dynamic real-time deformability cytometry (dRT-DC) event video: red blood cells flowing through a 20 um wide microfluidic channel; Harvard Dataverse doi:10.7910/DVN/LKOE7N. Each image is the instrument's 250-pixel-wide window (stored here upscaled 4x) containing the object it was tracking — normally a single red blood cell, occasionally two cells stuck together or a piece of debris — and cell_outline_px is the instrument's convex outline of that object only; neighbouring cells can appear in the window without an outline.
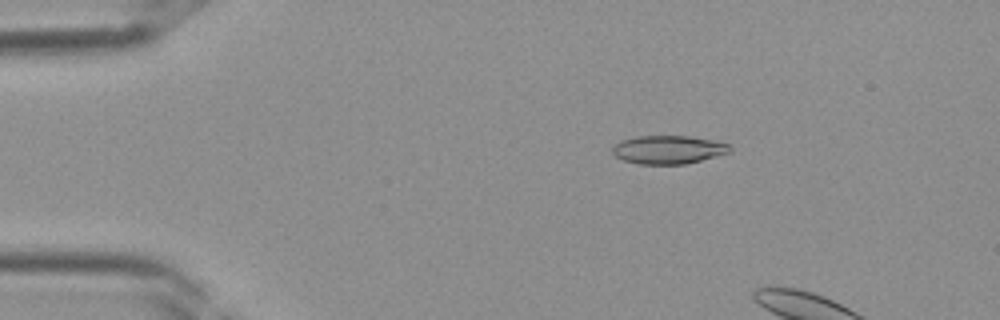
{"species": "Egyptian fruit bat (a non-hibernating species)", "species_latin": "Rousettus aegyptiacus", "temperature_condition": "room temperature", "stored_images_in_passage": 10, "camera_frame_rate_fps": 3000, "um_per_image_px": 0.085, "frame": {"image": 1, "passage_image": 7, "time_ms": 2.0, "image_size_px": [1000, 320], "cell_outline_px": [[732, 148], [728, 152], [700, 160], [684, 164], [640, 164], [624, 160], [616, 156], [612, 152], [612, 148], [620, 140], [636, 136], [688, 136], [712, 140], [728, 144]], "centroid_in_image_um": [56.76, 12.71], "position_along_channel_um": 28.2, "area_um2": 19.13}}